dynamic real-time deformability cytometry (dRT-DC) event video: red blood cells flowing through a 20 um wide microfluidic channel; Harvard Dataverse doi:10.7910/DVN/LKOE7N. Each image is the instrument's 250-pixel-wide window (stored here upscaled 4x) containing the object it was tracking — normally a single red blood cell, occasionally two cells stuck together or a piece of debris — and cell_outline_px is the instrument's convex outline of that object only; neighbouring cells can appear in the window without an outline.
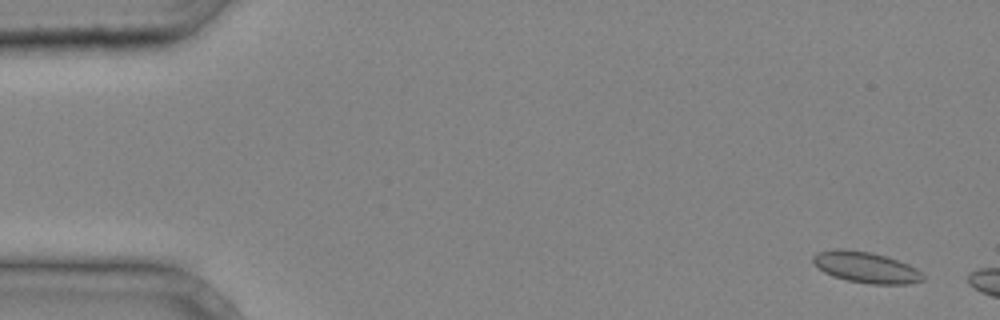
{"species": "common noctule bat (a hibernating species)", "species_latin": "Nyctalus noctula", "temperature_condition": "cold", "stored_images_in_passage": 6, "camera_frame_rate_fps": 3000, "um_per_image_px": 0.085, "animal": {"sex": "male", "body_mass_g": 20.4}, "frame": {"image": 1, "passage_image": 2, "time_ms": 0.333, "image_size_px": [1000, 320], "cell_outline_px": [[924, 280], [908, 284], [872, 284], [848, 280], [832, 276], [824, 272], [812, 260], [812, 256], [816, 252], [836, 248], [844, 248], [872, 252], [908, 264], [916, 268], [924, 276]], "centroid_in_image_um": [73.59, 22.71], "position_along_channel_um": 11.4, "area_um2": 19.83}}